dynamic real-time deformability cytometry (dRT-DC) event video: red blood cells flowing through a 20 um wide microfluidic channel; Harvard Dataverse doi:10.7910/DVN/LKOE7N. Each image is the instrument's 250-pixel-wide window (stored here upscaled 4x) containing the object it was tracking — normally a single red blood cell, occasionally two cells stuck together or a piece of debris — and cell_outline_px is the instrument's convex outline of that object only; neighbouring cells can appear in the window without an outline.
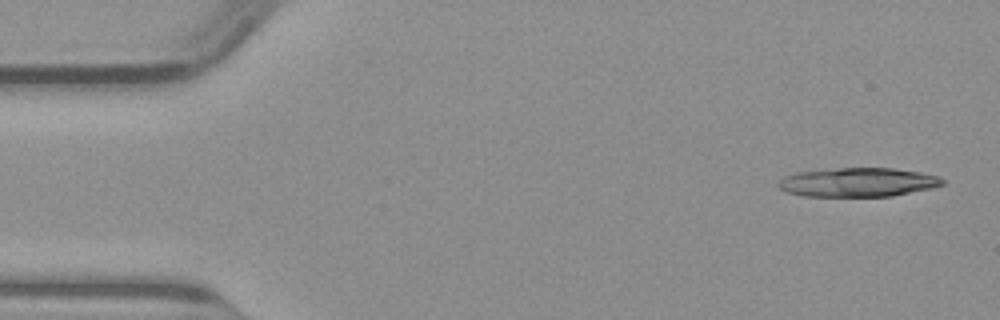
{"species": "common noctule bat (a hibernating species)", "species_latin": "Nyctalus noctula", "temperature_condition": "warm", "stored_images_in_passage": 15, "camera_frame_rate_fps": 3000, "um_per_image_px": 0.085, "animal": {"sex": "male", "body_mass_g": 23.1, "forearm_length_mm": 52.7}, "frame": {"image": 1, "passage_image": 1, "time_ms": 0.0, "image_size_px": [1000, 320], "cell_outline_px": [[944, 184], [932, 188], [892, 196], [804, 196], [788, 192], [780, 188], [776, 184], [784, 176], [796, 172], [840, 168], [892, 168], [920, 172], [936, 176], [944, 180]], "centroid_in_image_um": [72.91, 15.49], "position_along_channel_um": 12.1, "area_um2": 27.57}}